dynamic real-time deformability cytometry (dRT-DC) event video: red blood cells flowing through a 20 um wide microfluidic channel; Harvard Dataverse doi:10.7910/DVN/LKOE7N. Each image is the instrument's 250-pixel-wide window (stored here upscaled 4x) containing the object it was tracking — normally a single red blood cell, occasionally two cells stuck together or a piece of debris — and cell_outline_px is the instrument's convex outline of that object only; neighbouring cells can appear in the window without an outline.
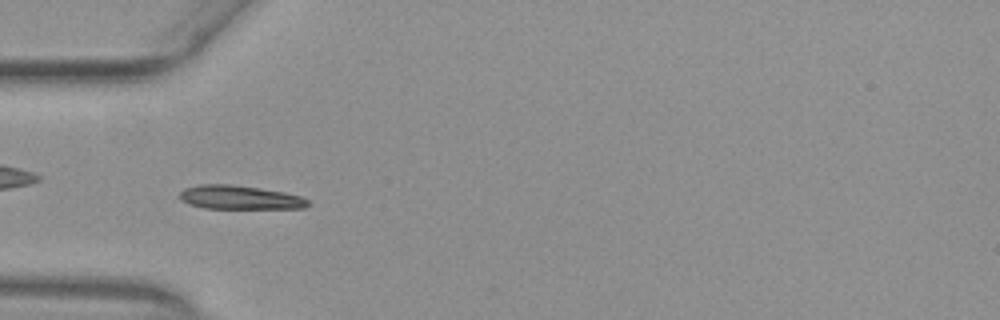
{"species": "common noctule bat (a hibernating species)", "species_latin": "Nyctalus noctula", "temperature_condition": "warm", "stored_images_in_passage": 49, "camera_frame_rate_fps": 3000, "um_per_image_px": 0.085, "animal": {"sex": "female", "body_mass_g": 29.2, "forearm_length_mm": 56.3}, "frame": {"image": 1, "passage_image": 13, "time_ms": 4.0, "image_size_px": [1000, 320], "cell_outline_px": [[308, 208], [204, 208], [188, 204], [180, 200], [180, 192], [184, 188], [200, 184], [232, 184], [260, 188], [284, 192], [300, 196], [308, 200]], "centroid_in_image_um": [20.35, 16.77], "position_along_channel_um": 64.7, "area_um2": 17.8}}
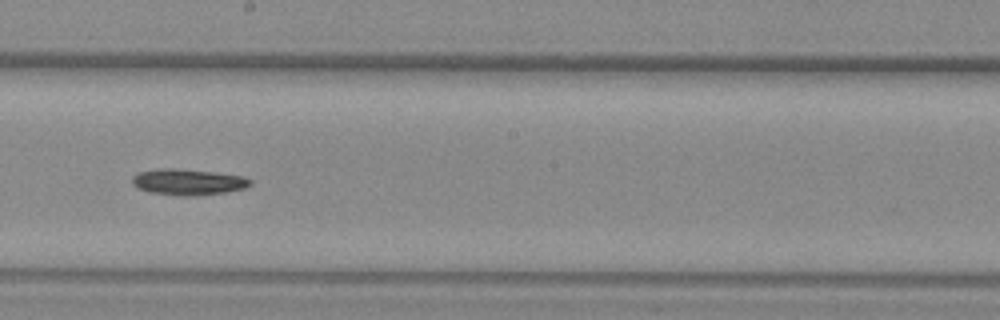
{"frame": {"image": 2, "passage_image": 26, "time_ms": 8.333, "image_size_px": [1000, 320], "cell_outline_px": [[252, 184], [244, 188], [224, 192], [188, 196], [180, 196], [148, 192], [136, 188], [132, 184], [132, 176], [140, 172], [160, 168], [172, 168], [212, 172], [244, 176], [252, 180]], "centroid_in_image_um": [15.95, 15.47], "position_along_channel_um": 232.3, "area_um2": 17.86}}
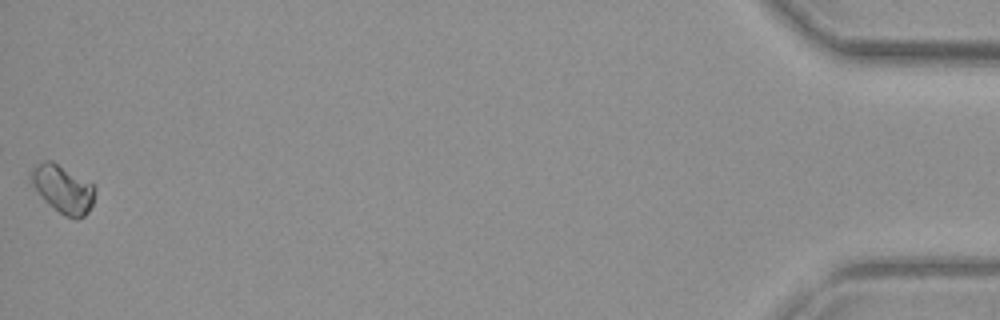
{"frame": {"image": 3, "passage_image": 49, "time_ms": 16.0, "image_size_px": [1000, 320], "cell_outline_px": [[96, 188], [92, 204], [88, 212], [84, 216], [76, 220], [64, 216], [44, 200], [28, 180], [28, 172], [32, 168], [44, 160], [52, 160], [92, 184]], "centroid_in_image_um": [5.31, 16.07], "position_along_channel_um": 429.9, "area_um2": 17.92}, "authors_computed_cell_mechanics": {"area_um2": 16.9932, "velocity_mm_per_s": 3.8886, "shape_relaxation_time_tau1_ms": 3.2874, "shape_relaxation_time_tau2_ms": null, "deformation_change_tau1": 0.0859, "deformation_change_tau2": null}}